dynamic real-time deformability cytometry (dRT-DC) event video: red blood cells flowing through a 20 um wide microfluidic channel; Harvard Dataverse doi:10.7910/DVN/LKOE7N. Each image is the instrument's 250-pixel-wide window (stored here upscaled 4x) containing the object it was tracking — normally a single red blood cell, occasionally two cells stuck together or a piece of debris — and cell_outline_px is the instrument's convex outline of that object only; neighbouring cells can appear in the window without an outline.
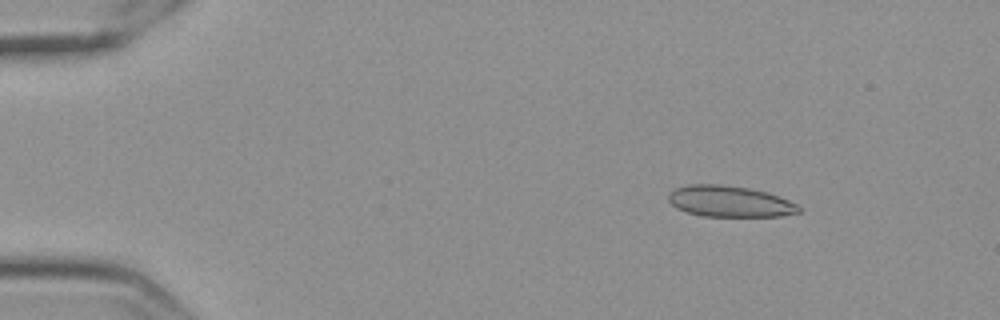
{"species": "Egyptian fruit bat (a non-hibernating species)", "species_latin": "Rousettus aegyptiacus", "temperature_condition": "cold", "stored_images_in_passage": 57, "camera_frame_rate_fps": 3000, "um_per_image_px": 0.085, "frame": {"image": 1, "passage_image": 7, "time_ms": 2.0, "image_size_px": [1000, 320], "cell_outline_px": [[804, 208], [800, 212], [780, 216], [700, 216], [676, 208], [668, 200], [668, 192], [676, 188], [688, 184], [720, 184], [748, 188], [768, 192], [780, 196], [800, 204]], "centroid_in_image_um": [62.07, 17.11], "position_along_channel_um": 22.9, "area_um2": 23.99}}
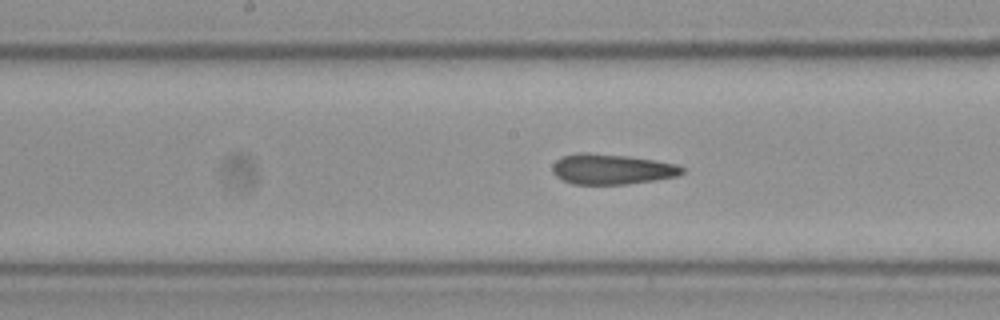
{"frame": {"image": 2, "passage_image": 29, "time_ms": 9.333, "image_size_px": [1000, 320], "cell_outline_px": [[684, 172], [680, 176], [656, 180], [628, 184], [572, 184], [560, 180], [552, 172], [552, 164], [560, 156], [576, 152], [588, 152], [628, 156], [676, 164], [684, 168]], "centroid_in_image_um": [51.95, 14.38], "position_along_channel_um": 196.2, "area_um2": 23.29}}
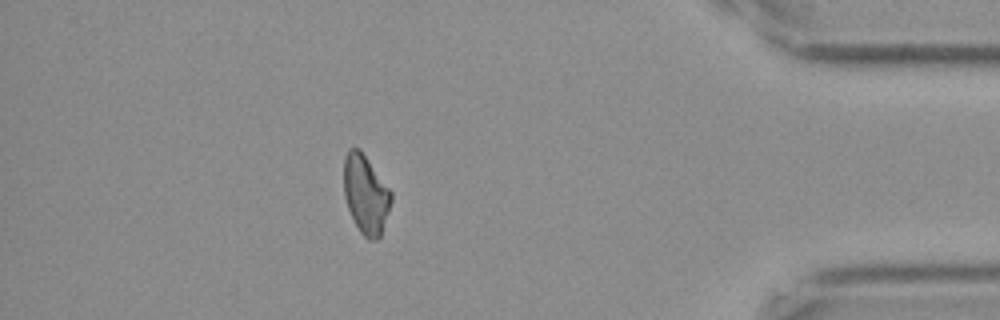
{"frame": {"image": 3, "passage_image": 50, "time_ms": 16.333, "image_size_px": [1000, 320], "cell_outline_px": [[392, 200], [380, 236], [376, 240], [368, 240], [360, 232], [348, 208], [344, 196], [344, 156], [348, 148], [360, 148], [392, 192]], "centroid_in_image_um": [31.08, 16.49], "position_along_channel_um": 404.1, "area_um2": 21.68}, "authors_computed_cell_mechanics": {"area_um2": 23.2934, "velocity_mm_per_s": 3.5431, "shape_relaxation_time_tau1_ms": null, "shape_relaxation_time_tau2_ms": 3.1889, "deformation_change_tau1": null, "deformation_change_tau2": 0.1008}}